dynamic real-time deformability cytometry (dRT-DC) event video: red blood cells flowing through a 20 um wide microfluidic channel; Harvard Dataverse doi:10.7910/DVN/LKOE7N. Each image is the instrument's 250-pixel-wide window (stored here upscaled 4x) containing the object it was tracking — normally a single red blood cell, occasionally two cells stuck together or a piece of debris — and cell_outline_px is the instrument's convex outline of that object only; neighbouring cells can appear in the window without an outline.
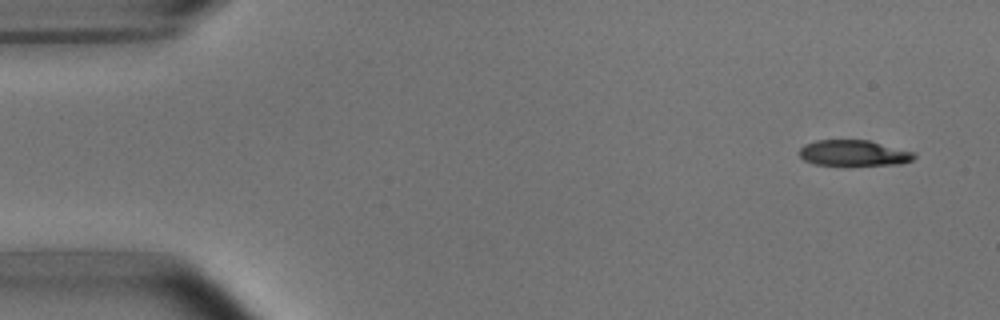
{"species": "common noctule bat (a hibernating species)", "species_latin": "Nyctalus noctula", "temperature_condition": "room temperature", "stored_images_in_passage": 7, "camera_frame_rate_fps": 3000, "um_per_image_px": 0.085, "animal": {"sex": "male", "body_mass_g": 15.6}, "frame": {"image": 1, "passage_image": 1, "time_ms": 0.0, "image_size_px": [1000, 320], "cell_outline_px": [[916, 156], [912, 160], [900, 164], [816, 164], [804, 160], [800, 156], [800, 148], [804, 144], [816, 140], [868, 140], [916, 152]], "centroid_in_image_um": [72.58, 12.99], "position_along_channel_um": 12.4, "area_um2": 16.99}}
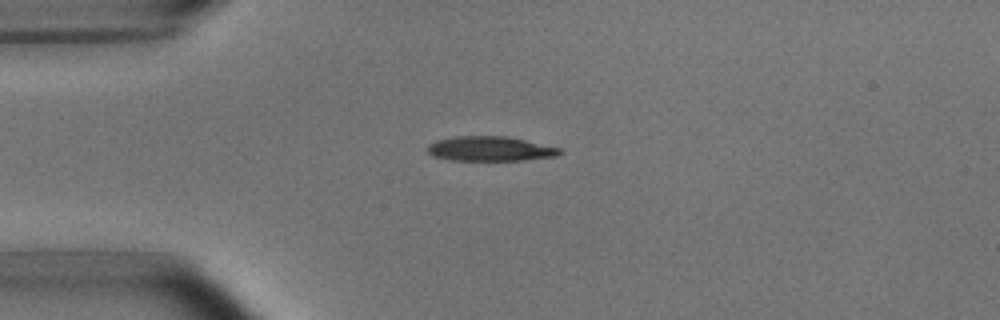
{"frame": {"image": 2, "passage_image": 4, "time_ms": 3.333, "image_size_px": [1000, 320], "cell_outline_px": [[564, 152], [556, 156], [524, 160], [448, 160], [432, 156], [428, 152], [428, 144], [436, 140], [456, 136], [508, 136], [560, 148]], "centroid_in_image_um": [41.65, 12.64], "position_along_channel_um": 43.3, "area_um2": 19.07}}
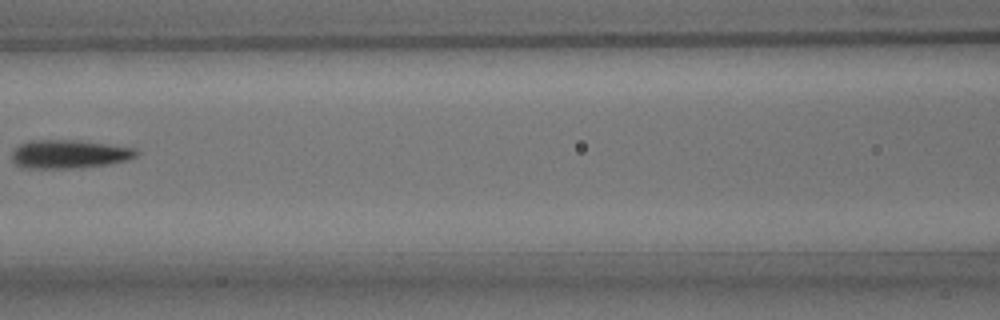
{"frame": {"image": 3, "passage_image": 7, "time_ms": 7.0, "image_size_px": [1000, 320], "cell_outline_px": [[140, 152], [136, 156], [124, 160], [108, 164], [72, 168], [20, 168], [12, 160], [12, 152], [20, 144], [28, 140], [80, 140], [136, 148]], "centroid_in_image_um": [5.85, 13.09], "position_along_channel_um": 160.7, "area_um2": 20.69}}